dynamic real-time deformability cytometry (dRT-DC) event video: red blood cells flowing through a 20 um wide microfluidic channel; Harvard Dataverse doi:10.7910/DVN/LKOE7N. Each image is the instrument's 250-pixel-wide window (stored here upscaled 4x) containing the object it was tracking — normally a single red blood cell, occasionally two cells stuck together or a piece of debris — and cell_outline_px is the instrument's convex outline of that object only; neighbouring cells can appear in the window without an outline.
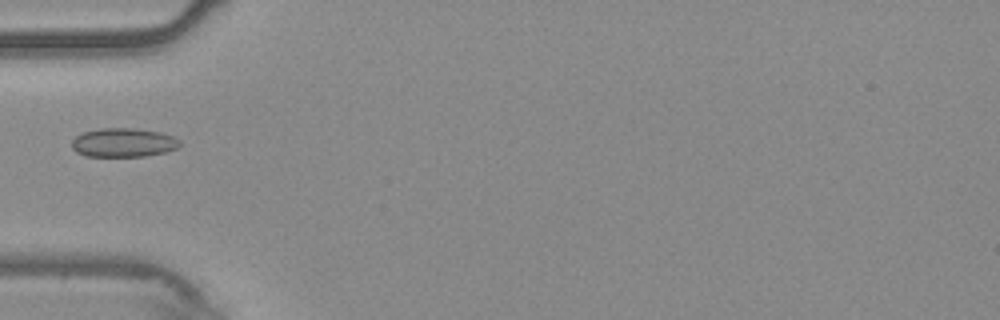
{"species": "common noctule bat (a hibernating species)", "species_latin": "Nyctalus noctula", "temperature_condition": "warm", "stored_images_in_passage": 31, "camera_frame_rate_fps": 3000, "um_per_image_px": 0.085, "animal": {"sex": "male", "body_mass_g": 20.4}, "frame": {"image": 1, "passage_image": 1, "time_ms": 0.0, "image_size_px": [1000, 320], "cell_outline_px": [[180, 144], [176, 148], [164, 152], [144, 156], [84, 156], [76, 152], [72, 148], [72, 140], [76, 136], [84, 132], [100, 128], [132, 128], [160, 132], [172, 136], [180, 140]], "centroid_in_image_um": [10.46, 12.12], "position_along_channel_um": 74.5, "area_um2": 18.09}}
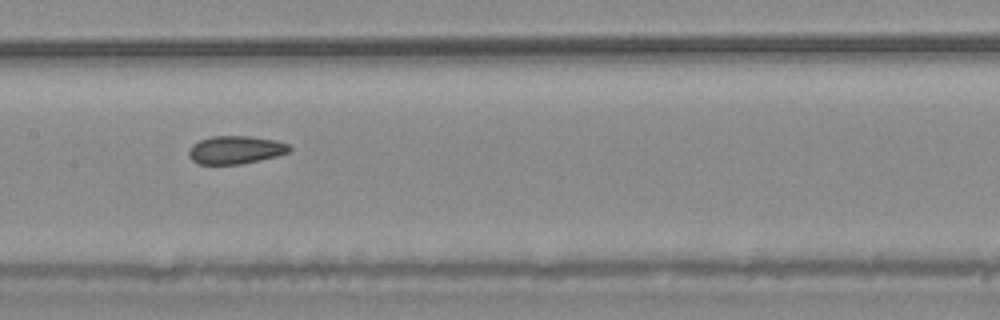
{"frame": {"image": 2, "passage_image": 10, "time_ms": 3.0, "image_size_px": [1000, 320], "cell_outline_px": [[292, 148], [288, 152], [276, 156], [260, 160], [240, 164], [196, 164], [188, 156], [188, 148], [192, 144], [200, 140], [212, 136], [248, 136], [276, 140], [288, 144]], "centroid_in_image_um": [19.98, 12.74], "position_along_channel_um": 187.4, "area_um2": 16.53}}